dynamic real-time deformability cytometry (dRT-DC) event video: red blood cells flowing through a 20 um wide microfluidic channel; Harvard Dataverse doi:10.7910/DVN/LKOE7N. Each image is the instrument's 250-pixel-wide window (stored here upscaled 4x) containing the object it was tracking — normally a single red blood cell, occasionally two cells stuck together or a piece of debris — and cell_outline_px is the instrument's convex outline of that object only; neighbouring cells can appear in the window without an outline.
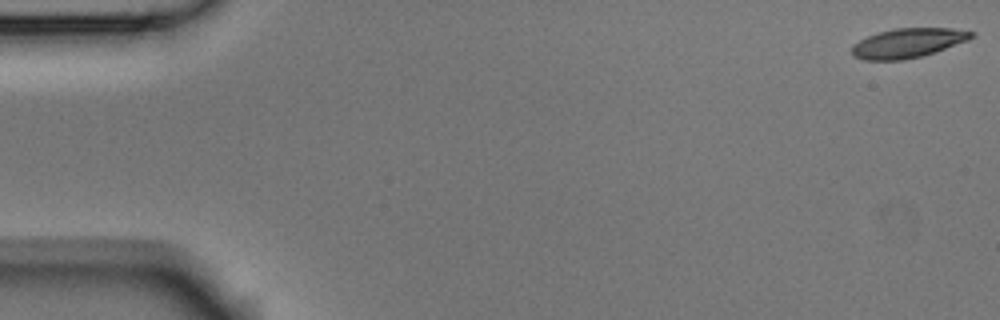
{"species": "Egyptian fruit bat (a non-hibernating species)", "species_latin": "Rousettus aegyptiacus", "temperature_condition": "room temperature", "stored_images_in_passage": 9, "camera_frame_rate_fps": 3000, "um_per_image_px": 0.085, "animal": {"sex": "male"}, "frame": {"image": 1, "passage_image": 1, "time_ms": 0.0, "image_size_px": [1000, 320], "cell_outline_px": [[976, 36], [968, 40], [936, 52], [904, 60], [864, 60], [852, 56], [852, 48], [860, 40], [868, 36], [880, 32], [896, 28], [952, 28], [976, 32]], "centroid_in_image_um": [77.22, 3.66], "position_along_channel_um": 7.8, "area_um2": 20.46}}
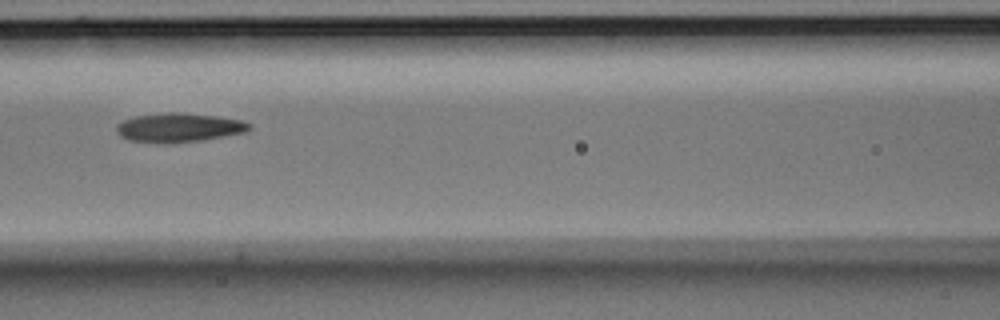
{"frame": {"image": 2, "passage_image": 7, "time_ms": 2.0, "image_size_px": [1000, 320], "cell_outline_px": [[252, 128], [244, 132], [200, 140], [128, 140], [120, 136], [116, 132], [116, 124], [124, 120], [136, 116], [168, 112], [176, 112], [220, 116], [244, 120], [252, 124]], "centroid_in_image_um": [15.26, 10.78], "position_along_channel_um": 151.3, "area_um2": 21.56}}
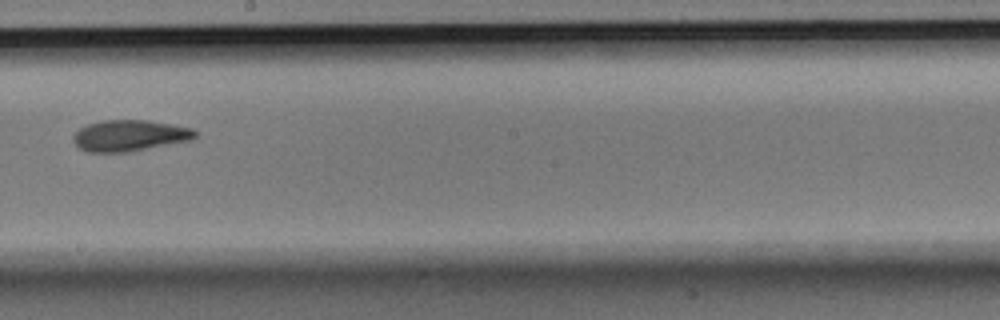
{"frame": {"image": 3, "passage_image": 9, "time_ms": 2.667, "image_size_px": [1000, 320], "cell_outline_px": [[200, 132], [192, 140], [132, 152], [88, 152], [80, 148], [72, 140], [72, 136], [80, 128], [88, 124], [100, 120], [148, 120], [192, 128]], "centroid_in_image_um": [11.05, 11.53], "position_along_channel_um": 237.2, "area_um2": 22.43}}